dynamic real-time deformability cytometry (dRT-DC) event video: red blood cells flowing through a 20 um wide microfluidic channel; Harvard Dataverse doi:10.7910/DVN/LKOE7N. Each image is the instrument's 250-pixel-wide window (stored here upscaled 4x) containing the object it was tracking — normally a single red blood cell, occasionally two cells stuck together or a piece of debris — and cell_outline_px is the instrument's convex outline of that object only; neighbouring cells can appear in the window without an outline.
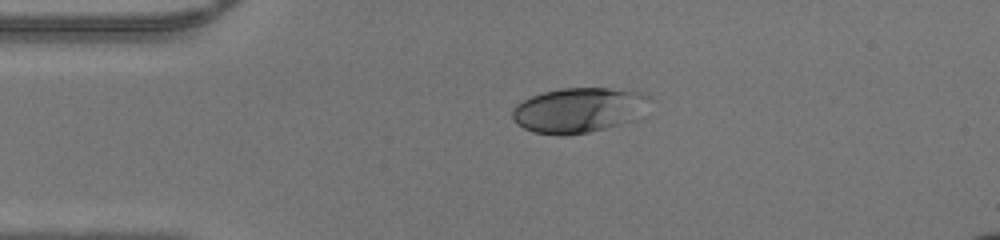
{"species": "human", "species_latin": "Homo sapiens", "temperature_condition": "warm", "stored_images_in_passage": 38, "camera_frame_rate_fps": 3000, "um_per_image_px": 0.085, "donor": {"sex": "male"}, "frame": {"image": 1, "passage_image": 1, "time_ms": 0.0, "image_size_px": [1000, 240], "cell_outline_px": [[656, 100], [640, 120], [588, 132], [564, 136], [560, 136], [532, 132], [516, 124], [512, 116], [512, 108], [516, 104], [532, 96], [544, 92], [564, 88], [608, 88], [644, 92], [652, 96]], "centroid_in_image_um": [49.34, 9.36], "position_along_channel_um": 35.7, "area_um2": 37.17}}
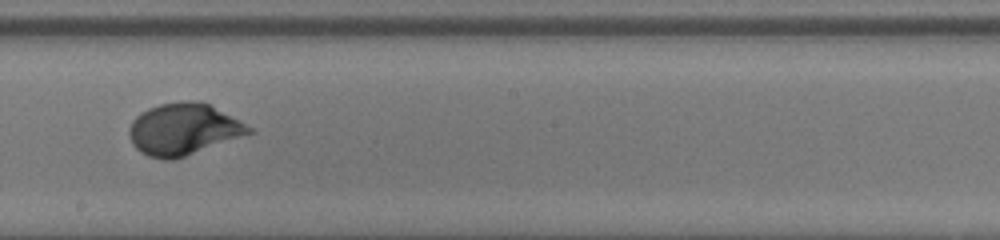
{"frame": {"image": 2, "passage_image": 17, "time_ms": 5.333, "image_size_px": [1000, 240], "cell_outline_px": [[256, 132], [172, 160], [164, 160], [148, 156], [140, 152], [132, 144], [128, 136], [128, 128], [132, 120], [140, 112], [148, 108], [160, 104], [184, 100], [192, 100], [208, 104], [256, 128]], "centroid_in_image_um": [15.59, 10.98], "position_along_channel_um": 232.6, "area_um2": 36.3}}
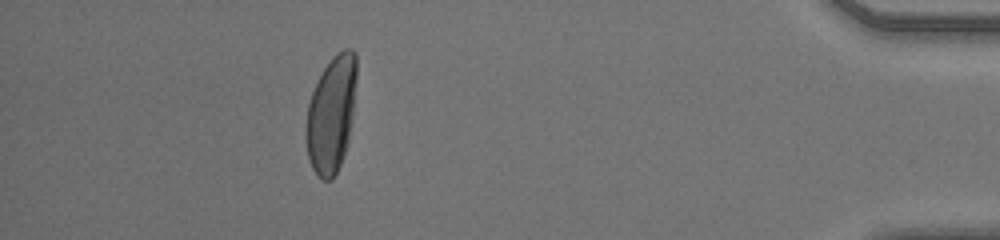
{"frame": {"image": 3, "passage_image": 33, "time_ms": 10.667, "image_size_px": [1000, 240], "cell_outline_px": [[356, 80], [352, 116], [348, 144], [344, 156], [332, 180], [324, 180], [312, 168], [308, 160], [304, 132], [304, 124], [308, 104], [312, 92], [324, 68], [332, 56], [336, 52], [344, 48], [352, 48], [356, 52]], "centroid_in_image_um": [28.15, 9.69], "position_along_channel_um": 407.1, "area_um2": 34.62}}